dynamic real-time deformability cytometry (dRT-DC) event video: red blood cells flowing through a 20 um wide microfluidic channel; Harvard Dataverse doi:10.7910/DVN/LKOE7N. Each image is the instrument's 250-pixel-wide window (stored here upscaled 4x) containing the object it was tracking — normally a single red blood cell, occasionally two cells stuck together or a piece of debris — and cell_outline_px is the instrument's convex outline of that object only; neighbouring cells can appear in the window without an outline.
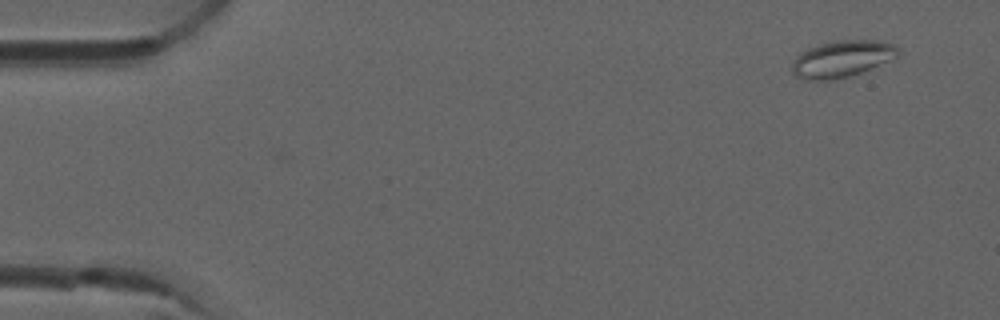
{"species": "common noctule bat (a hibernating species)", "species_latin": "Nyctalus noctula", "temperature_condition": "room temperature", "stored_images_in_passage": 7, "camera_frame_rate_fps": 3000, "um_per_image_px": 0.085, "animal": {"sex": "male", "forearm_length_mm": 52.5}, "frame": {"image": 1, "passage_image": 1, "time_ms": 0.0, "image_size_px": [1000, 320], "cell_outline_px": [[900, 52], [896, 56], [872, 68], [848, 76], [828, 80], [808, 80], [796, 76], [792, 72], [792, 64], [796, 56], [800, 52], [816, 44], [832, 40], [880, 40], [892, 44]], "centroid_in_image_um": [71.52, 4.98], "position_along_channel_um": 13.5, "area_um2": 22.54}}
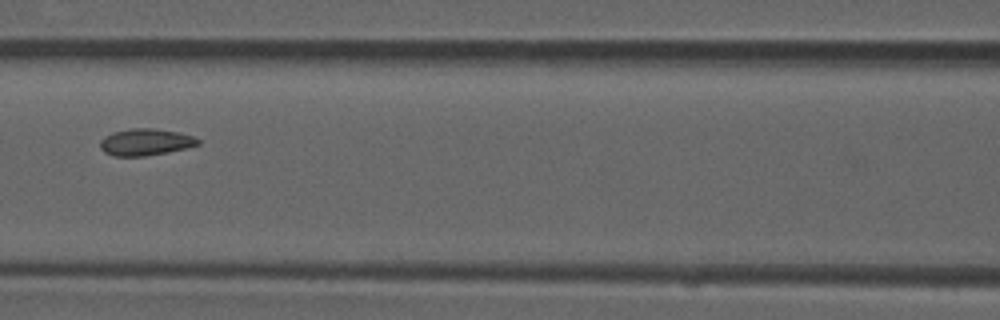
{"frame": {"image": 2, "passage_image": 6, "time_ms": 1.667, "image_size_px": [1000, 320], "cell_outline_px": [[200, 144], [168, 152], [144, 156], [112, 156], [104, 152], [100, 148], [100, 140], [112, 132], [132, 128], [152, 128], [176, 132], [192, 136], [200, 140]], "centroid_in_image_um": [12.33, 12.08], "position_along_channel_um": 154.3, "area_um2": 15.14}}
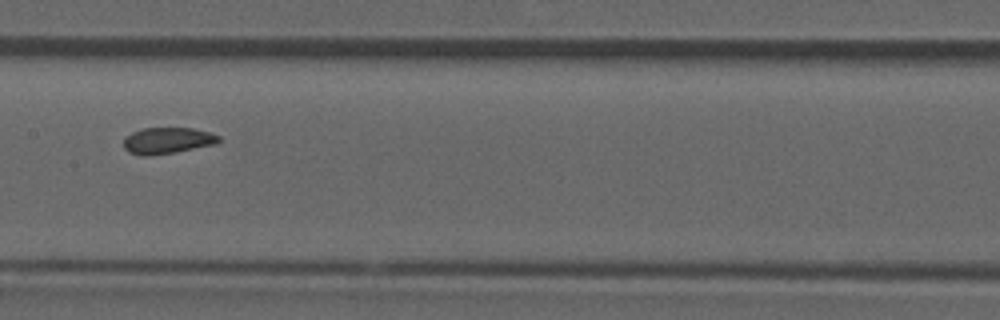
{"frame": {"image": 3, "passage_image": 7, "time_ms": 2.0, "image_size_px": [1000, 320], "cell_outline_px": [[220, 140], [216, 144], [152, 156], [140, 156], [128, 152], [124, 148], [124, 136], [132, 132], [144, 128], [192, 128], [208, 132], [220, 136]], "centroid_in_image_um": [14.19, 11.95], "position_along_channel_um": 193.2, "area_um2": 14.62}}